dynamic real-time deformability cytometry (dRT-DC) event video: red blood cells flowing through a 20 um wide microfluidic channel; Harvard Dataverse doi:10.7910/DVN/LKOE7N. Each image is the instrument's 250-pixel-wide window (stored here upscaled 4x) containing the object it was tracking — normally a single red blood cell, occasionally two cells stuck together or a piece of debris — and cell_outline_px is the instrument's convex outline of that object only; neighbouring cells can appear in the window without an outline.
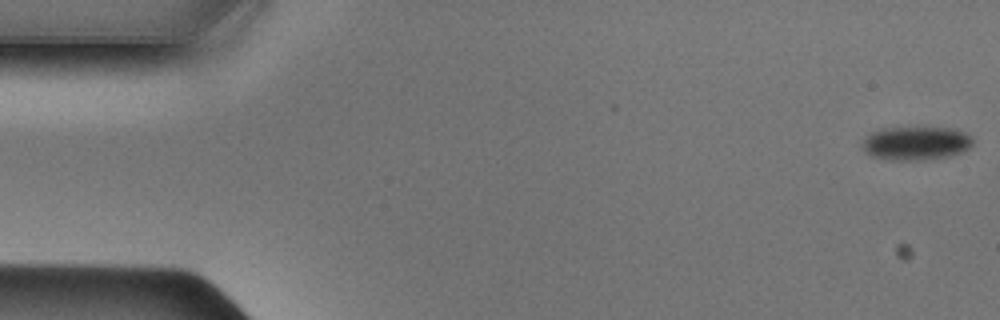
{"species": "Egyptian fruit bat (a non-hibernating species)", "species_latin": "Rousettus aegyptiacus", "temperature_condition": "cold", "stored_images_in_passage": 15, "camera_frame_rate_fps": 3000, "um_per_image_px": 0.085, "animal": {"sex": "male"}, "frame": {"image": 1, "passage_image": 1, "time_ms": 0.0, "image_size_px": [1000, 320], "cell_outline_px": [[972, 144], [968, 148], [960, 152], [948, 156], [924, 160], [892, 160], [872, 156], [860, 144], [872, 132], [880, 128], [920, 124], [924, 124], [956, 128], [964, 132], [972, 140]], "centroid_in_image_um": [77.86, 12.1], "position_along_channel_um": 7.1, "area_um2": 22.48}}
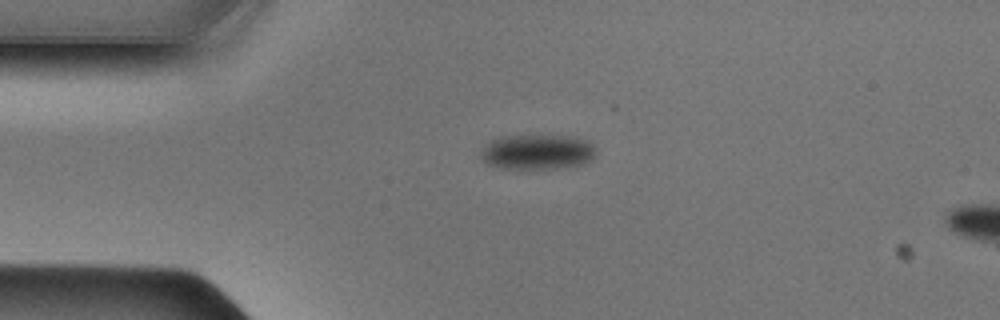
{"frame": {"image": 2, "passage_image": 11, "time_ms": 3.333, "image_size_px": [1000, 320], "cell_outline_px": [[596, 156], [580, 164], [560, 168], [504, 168], [488, 164], [480, 156], [480, 152], [492, 140], [500, 136], [572, 136], [588, 140], [592, 144], [596, 152]], "centroid_in_image_um": [45.69, 12.91], "position_along_channel_um": 39.3, "area_um2": 23.18}}